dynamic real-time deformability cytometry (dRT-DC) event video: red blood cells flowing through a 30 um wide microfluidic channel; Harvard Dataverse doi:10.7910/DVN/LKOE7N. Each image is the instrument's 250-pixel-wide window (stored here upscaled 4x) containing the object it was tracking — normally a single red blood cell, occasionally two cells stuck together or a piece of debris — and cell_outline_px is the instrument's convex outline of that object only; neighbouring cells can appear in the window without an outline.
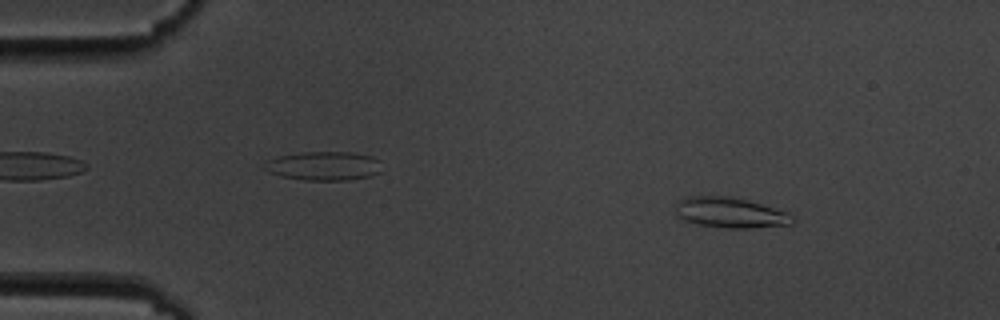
{"species": "common noctule bat (a hibernating species)", "species_latin": "Nyctalus noctula", "temperature_condition": "cold", "stored_images_in_passage": 10, "camera_frame_rate_fps": 3000, "um_per_image_px": 0.085, "animal": {"sex": "male", "body_mass_g": 19.5, "forearm_length_mm": 54.6}, "frame": {"image": 1, "passage_image": 1, "time_ms": 0.0, "image_size_px": [1000, 320], "cell_outline_px": [[796, 220], [792, 224], [752, 228], [728, 228], [700, 224], [676, 216], [676, 200], [688, 196], [732, 196], [788, 212]], "centroid_in_image_um": [62.07, 18.07], "position_along_channel_um": 22.9, "area_um2": 20.63}}
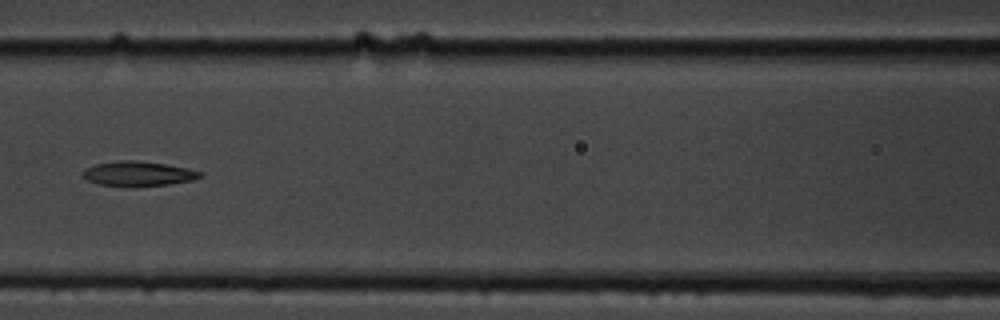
{"frame": {"image": 2, "passage_image": 6, "time_ms": 6.0, "image_size_px": [1000, 320], "cell_outline_px": [[204, 176], [192, 180], [168, 184], [128, 188], [124, 188], [100, 184], [88, 180], [84, 176], [84, 172], [88, 168], [96, 164], [120, 160], [132, 160], [164, 164], [188, 168], [204, 172]], "centroid_in_image_um": [11.8, 14.79], "position_along_channel_um": 154.8, "area_um2": 16.99}}
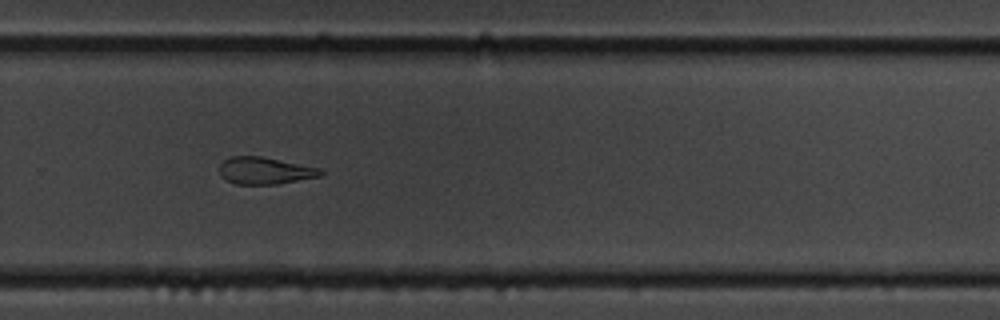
{"frame": {"image": 3, "passage_image": 10, "time_ms": 10.333, "image_size_px": [1000, 320], "cell_outline_px": [[324, 172], [320, 176], [276, 184], [236, 184], [220, 176], [220, 164], [224, 160], [232, 156], [260, 156], [320, 168]], "centroid_in_image_um": [22.5, 14.5], "position_along_channel_um": 307.3, "area_um2": 15.72}}